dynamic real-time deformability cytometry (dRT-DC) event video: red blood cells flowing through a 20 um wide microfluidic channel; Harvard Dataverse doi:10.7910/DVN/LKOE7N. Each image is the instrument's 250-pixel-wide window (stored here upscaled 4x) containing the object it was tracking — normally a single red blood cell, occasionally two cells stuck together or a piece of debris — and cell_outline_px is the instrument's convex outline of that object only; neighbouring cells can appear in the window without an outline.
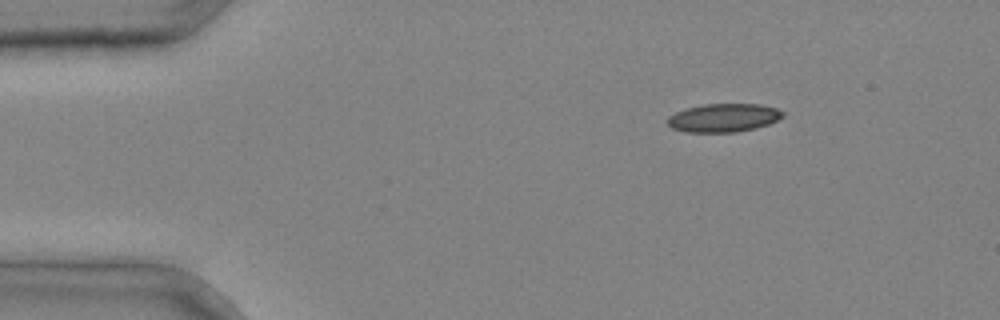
{"species": "common noctule bat (a hibernating species)", "species_latin": "Nyctalus noctula", "temperature_condition": "cold", "stored_images_in_passage": 2, "camera_frame_rate_fps": 3000, "um_per_image_px": 0.085, "animal": {"sex": "male", "body_mass_g": 20.4}, "frame": {"image": 1, "passage_image": 2, "time_ms": 0.333, "image_size_px": [1000, 320], "cell_outline_px": [[784, 116], [768, 124], [756, 128], [736, 132], [684, 132], [672, 128], [668, 124], [668, 116], [684, 108], [704, 104], [760, 104], [776, 108], [784, 112]], "centroid_in_image_um": [61.49, 10.01], "position_along_channel_um": 23.5, "area_um2": 19.13}}